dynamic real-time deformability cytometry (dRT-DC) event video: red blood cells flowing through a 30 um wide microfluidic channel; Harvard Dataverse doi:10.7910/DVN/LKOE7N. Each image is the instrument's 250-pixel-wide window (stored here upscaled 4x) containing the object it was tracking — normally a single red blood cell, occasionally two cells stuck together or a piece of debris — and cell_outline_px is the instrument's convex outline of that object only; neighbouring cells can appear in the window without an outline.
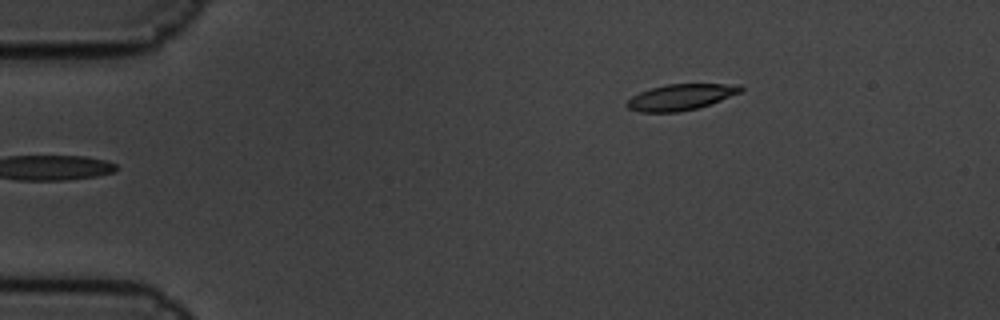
{"species": "common noctule bat (a hibernating species)", "species_latin": "Nyctalus noctula", "temperature_condition": "cold", "stored_images_in_passage": 5, "camera_frame_rate_fps": 3000, "um_per_image_px": 0.085, "animal": {"sex": "male", "body_mass_g": 19.5, "forearm_length_mm": 54.6}, "frame": {"image": 1, "passage_image": 5, "time_ms": 1.333, "image_size_px": [1000, 320], "cell_outline_px": [[744, 88], [740, 92], [720, 100], [696, 108], [676, 112], [640, 112], [628, 108], [624, 104], [632, 96], [640, 92], [652, 88], [668, 84], [740, 84]], "centroid_in_image_um": [57.84, 8.25], "position_along_channel_um": 27.2, "area_um2": 16.99}}